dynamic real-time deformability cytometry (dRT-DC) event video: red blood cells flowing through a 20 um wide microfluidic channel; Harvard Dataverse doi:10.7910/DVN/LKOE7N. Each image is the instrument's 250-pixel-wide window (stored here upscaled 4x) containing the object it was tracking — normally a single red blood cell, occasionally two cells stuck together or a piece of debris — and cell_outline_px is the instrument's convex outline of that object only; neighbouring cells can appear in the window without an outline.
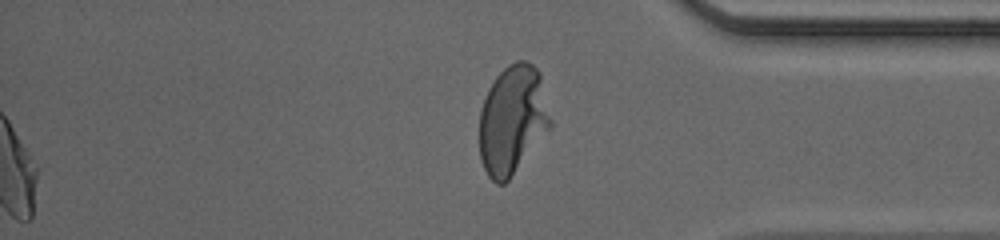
{"species": "human", "species_latin": "Homo sapiens", "temperature_condition": "cold", "stored_images_in_passage": 46, "segment_of_instrument_passage": [2, 2], "camera_frame_rate_fps": 3000, "um_per_image_px": 0.085, "donor": {"sex": "male"}, "frame": {"image": 1, "passage_image": 46, "time_ms": 15.0, "image_size_px": [1000, 240], "cell_outline_px": [[552, 128], [508, 180], [504, 184], [496, 184], [488, 176], [480, 160], [480, 108], [488, 88], [496, 76], [508, 64], [516, 60], [528, 60], [540, 72], [552, 120]], "centroid_in_image_um": [43.58, 10.17], "position_along_channel_um": 391.6, "area_um2": 45.66}}